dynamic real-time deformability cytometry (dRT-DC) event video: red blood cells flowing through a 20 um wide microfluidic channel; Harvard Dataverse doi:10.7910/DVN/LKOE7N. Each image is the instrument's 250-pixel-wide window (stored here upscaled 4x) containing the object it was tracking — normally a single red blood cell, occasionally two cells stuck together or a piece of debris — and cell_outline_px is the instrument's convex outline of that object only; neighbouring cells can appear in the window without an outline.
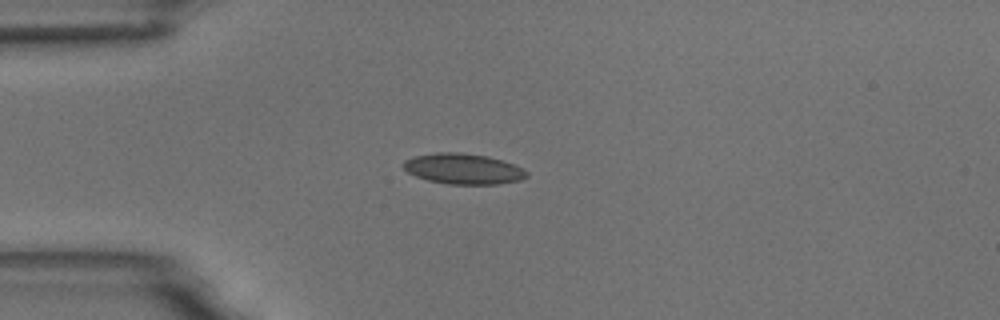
{"species": "common noctule bat (a hibernating species)", "species_latin": "Nyctalus noctula", "temperature_condition": "room temperature", "stored_images_in_passage": 5, "camera_frame_rate_fps": 3000, "um_per_image_px": 0.085, "animal": {"sex": "male", "body_mass_g": 18.8}, "frame": {"image": 1, "passage_image": 4, "time_ms": 3.333, "image_size_px": [1000, 320], "cell_outline_px": [[528, 176], [520, 180], [496, 184], [448, 184], [428, 180], [416, 176], [408, 172], [404, 168], [404, 160], [416, 156], [436, 152], [460, 152], [488, 156], [512, 164], [528, 172]], "centroid_in_image_um": [39.37, 14.35], "position_along_channel_um": 45.6, "area_um2": 21.73}}
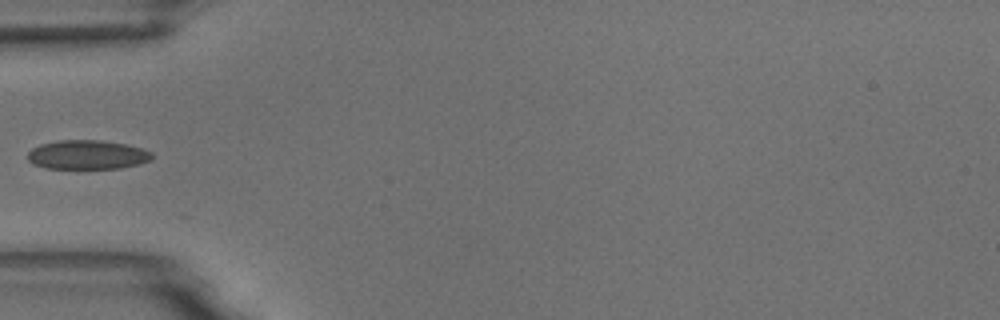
{"frame": {"image": 2, "passage_image": 5, "time_ms": 4.667, "image_size_px": [1000, 320], "cell_outline_px": [[152, 156], [148, 160], [136, 164], [120, 168], [44, 168], [32, 164], [28, 160], [28, 152], [32, 148], [40, 144], [56, 140], [100, 140], [124, 144], [140, 148], [152, 152]], "centroid_in_image_um": [7.34, 13.15], "position_along_channel_um": 77.7, "area_um2": 20.92}}